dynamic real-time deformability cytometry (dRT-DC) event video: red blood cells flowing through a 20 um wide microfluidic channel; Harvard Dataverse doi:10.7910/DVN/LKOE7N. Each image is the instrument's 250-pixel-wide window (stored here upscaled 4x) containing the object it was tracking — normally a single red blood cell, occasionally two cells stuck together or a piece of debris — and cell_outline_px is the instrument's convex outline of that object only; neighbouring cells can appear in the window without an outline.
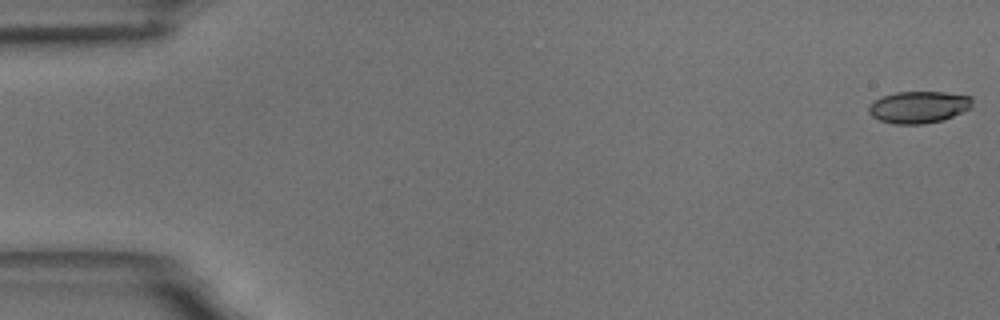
{"species": "common noctule bat (a hibernating species)", "species_latin": "Nyctalus noctula", "temperature_condition": "room temperature", "stored_images_in_passage": 55, "camera_frame_rate_fps": 3000, "um_per_image_px": 0.085, "animal": {"sex": "male", "body_mass_g": 18.8}, "frame": {"image": 1, "passage_image": 1, "time_ms": 0.0, "image_size_px": [1000, 320], "cell_outline_px": [[972, 108], [952, 116], [940, 120], [924, 124], [896, 124], [880, 120], [872, 116], [868, 112], [868, 108], [876, 100], [884, 96], [896, 92], [944, 92], [972, 96]], "centroid_in_image_um": [78.12, 9.1], "position_along_channel_um": 6.9, "area_um2": 19.07}}
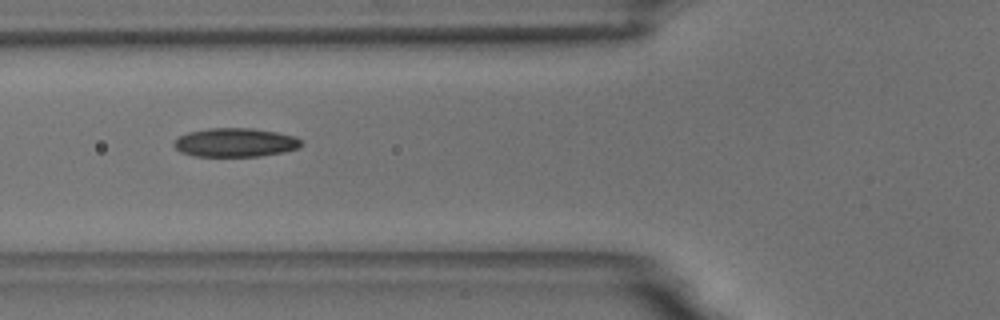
{"frame": {"image": 2, "passage_image": 21, "time_ms": 6.667, "image_size_px": [1000, 320], "cell_outline_px": [[304, 144], [300, 148], [284, 152], [260, 156], [196, 156], [180, 152], [172, 144], [180, 136], [188, 132], [208, 128], [252, 128], [276, 132], [296, 136]], "centroid_in_image_um": [20.03, 12.11], "position_along_channel_um": 105.8, "area_um2": 21.44}}
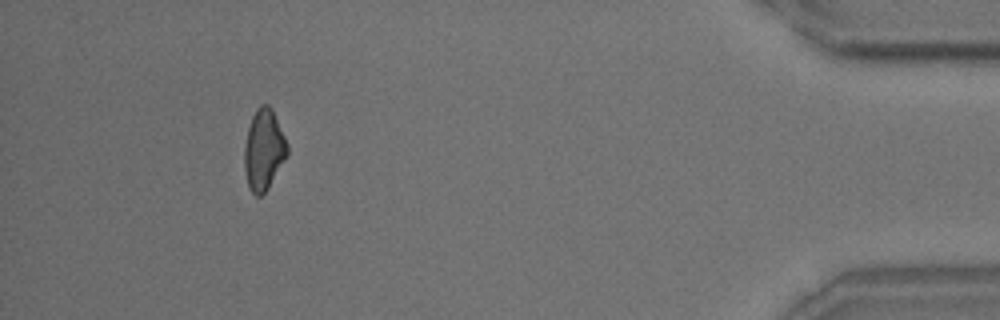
{"frame": {"image": 3, "passage_image": 51, "time_ms": 16.667, "image_size_px": [1000, 320], "cell_outline_px": [[288, 156], [268, 188], [260, 196], [256, 196], [252, 192], [248, 184], [244, 168], [244, 144], [248, 128], [252, 116], [256, 108], [260, 104], [268, 104], [272, 108], [288, 144]], "centroid_in_image_um": [22.43, 12.71], "position_along_channel_um": 412.8, "area_um2": 20.35}, "authors_computed_cell_mechanics": {"area_um2": 20.4612, "velocity_mm_per_s": 3.6781, "shape_relaxation_time_tau1_ms": 5.636, "shape_relaxation_time_tau2_ms": 5.3195, "deformation_change_tau1": 0.1186, "deformation_change_tau2": 0.1204}}